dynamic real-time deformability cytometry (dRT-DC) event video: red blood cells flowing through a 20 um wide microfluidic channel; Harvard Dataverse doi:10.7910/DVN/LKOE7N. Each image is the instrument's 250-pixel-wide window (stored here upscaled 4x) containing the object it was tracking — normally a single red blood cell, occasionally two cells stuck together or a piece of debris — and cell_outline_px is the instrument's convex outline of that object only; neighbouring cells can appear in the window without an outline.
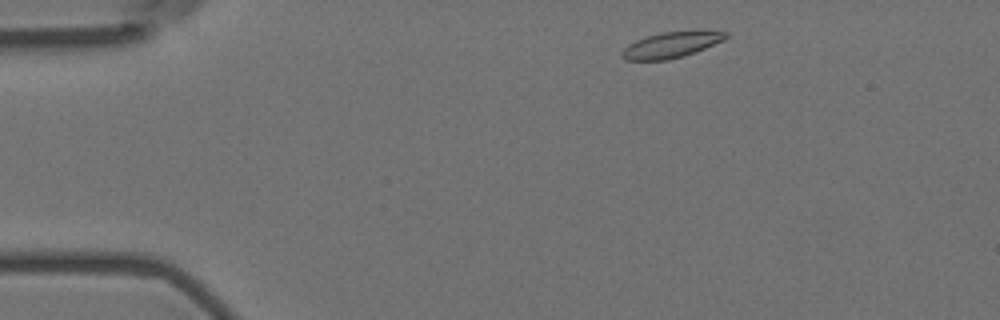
{"species": "Egyptian fruit bat (a non-hibernating species)", "species_latin": "Rousettus aegyptiacus", "temperature_condition": "room temperature", "stored_images_in_passage": 49, "camera_frame_rate_fps": 3000, "um_per_image_px": 0.085, "animal": {"sex": "female"}, "frame": {"image": 1, "passage_image": 2, "time_ms": 0.333, "image_size_px": [1000, 320], "cell_outline_px": [[728, 36], [724, 40], [696, 52], [668, 60], [624, 60], [620, 56], [620, 52], [628, 44], [644, 36], [660, 32], [728, 32]], "centroid_in_image_um": [56.96, 3.84], "position_along_channel_um": 28.0, "area_um2": 15.43}}
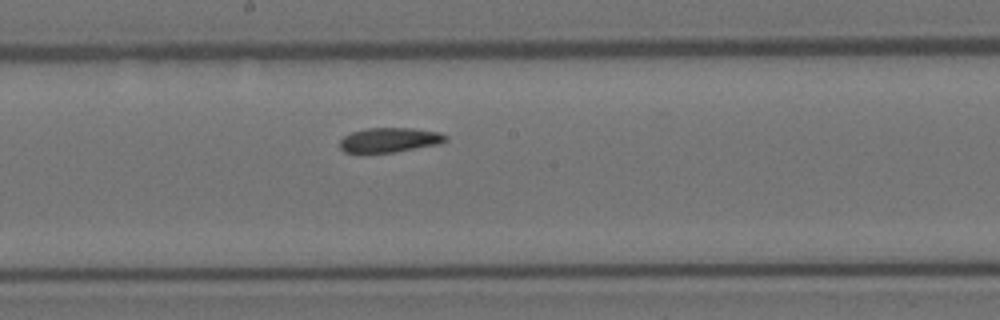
{"frame": {"image": 2, "passage_image": 23, "time_ms": 7.333, "image_size_px": [1000, 320], "cell_outline_px": [[448, 140], [440, 144], [392, 152], [344, 152], [340, 148], [340, 140], [344, 136], [352, 132], [368, 128], [412, 128], [440, 132], [448, 136]], "centroid_in_image_um": [33.15, 11.89], "position_along_channel_um": 215.0, "area_um2": 15.09}}
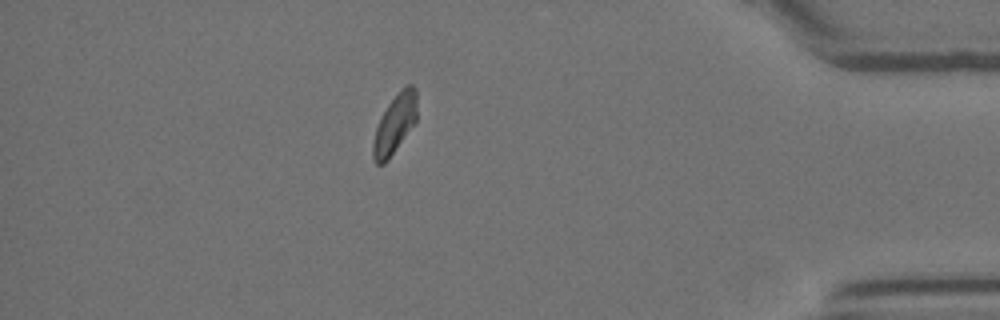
{"frame": {"image": 3, "passage_image": 42, "time_ms": 13.667, "image_size_px": [1000, 320], "cell_outline_px": [[416, 124], [388, 160], [384, 164], [376, 164], [372, 156], [372, 144], [376, 128], [388, 104], [408, 84], [412, 84], [416, 88]], "centroid_in_image_um": [33.57, 10.6], "position_along_channel_um": 401.6, "area_um2": 15.03}, "authors_computed_cell_mechanics": {"area_um2": 15.6638, "velocity_mm_per_s": 3.5945, "shape_relaxation_time_tau1_ms": 6.4947, "shape_relaxation_time_tau2_ms": 4.2501, "deformation_change_tau1": 0.1597, "deformation_change_tau2": 0.1026}}